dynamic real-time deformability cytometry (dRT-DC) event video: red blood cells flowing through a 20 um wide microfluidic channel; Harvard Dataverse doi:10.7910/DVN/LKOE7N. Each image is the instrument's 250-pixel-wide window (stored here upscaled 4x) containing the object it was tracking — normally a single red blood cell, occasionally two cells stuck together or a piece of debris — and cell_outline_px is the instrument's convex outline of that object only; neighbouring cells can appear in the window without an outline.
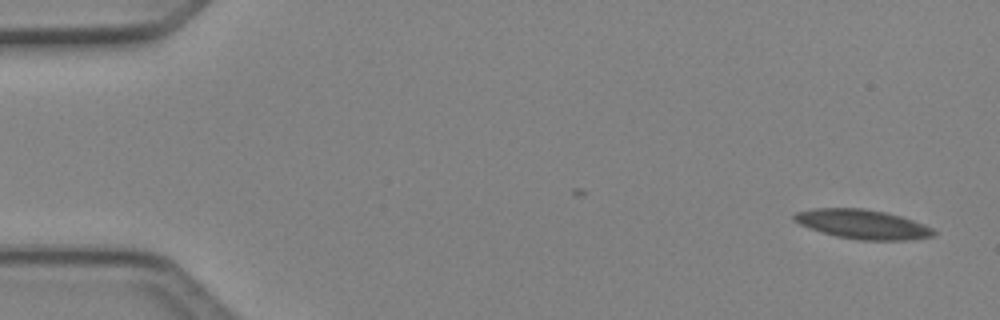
{"species": "Egyptian fruit bat (a non-hibernating species)", "species_latin": "Rousettus aegyptiacus", "temperature_condition": "cold", "stored_images_in_passage": 42, "camera_frame_rate_fps": 3000, "um_per_image_px": 0.085, "animal": {"sex": "female"}, "frame": {"image": 1, "passage_image": 1, "time_ms": 0.0, "image_size_px": [1000, 320], "cell_outline_px": [[936, 232], [932, 236], [908, 240], [860, 240], [836, 236], [800, 224], [792, 220], [792, 216], [796, 212], [816, 208], [864, 208], [884, 212], [900, 216], [924, 224], [932, 228]], "centroid_in_image_um": [73.32, 19.05], "position_along_channel_um": 11.7, "area_um2": 23.58}}
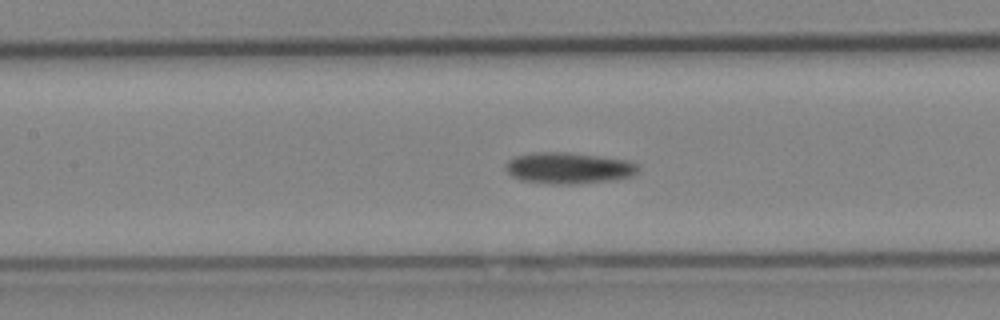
{"frame": {"image": 2, "passage_image": 22, "time_ms": 7.0, "image_size_px": [1000, 320], "cell_outline_px": [[640, 172], [632, 176], [616, 180], [580, 184], [556, 184], [520, 180], [512, 176], [504, 168], [508, 160], [516, 156], [532, 152], [572, 152], [628, 160], [640, 164]], "centroid_in_image_um": [48.4, 14.28], "position_along_channel_um": 159.0, "area_um2": 24.68}}
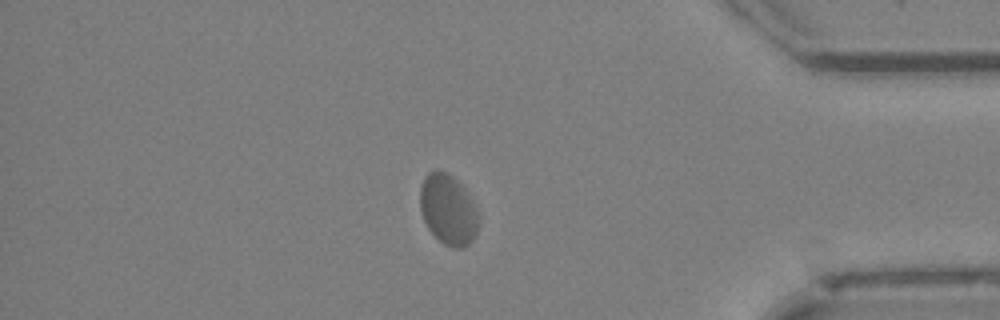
{"frame": {"image": 3, "passage_image": 42, "time_ms": 13.667, "image_size_px": [1000, 320], "cell_outline_px": [[480, 220], [476, 232], [472, 240], [468, 244], [460, 248], [452, 248], [444, 244], [428, 228], [424, 220], [420, 208], [420, 188], [424, 176], [428, 172], [436, 168], [448, 172], [464, 188], [476, 208], [480, 216]], "centroid_in_image_um": [38.09, 17.79], "position_along_channel_um": 397.1, "area_um2": 24.1}, "authors_computed_cell_mechanics": {"area_um2": 23.4668, "velocity_mm_per_s": 4.0078, "shape_relaxation_time_tau1_ms": null, "shape_relaxation_time_tau2_ms": 5.7128, "deformation_change_tau1": null, "deformation_change_tau2": 0.0701}}